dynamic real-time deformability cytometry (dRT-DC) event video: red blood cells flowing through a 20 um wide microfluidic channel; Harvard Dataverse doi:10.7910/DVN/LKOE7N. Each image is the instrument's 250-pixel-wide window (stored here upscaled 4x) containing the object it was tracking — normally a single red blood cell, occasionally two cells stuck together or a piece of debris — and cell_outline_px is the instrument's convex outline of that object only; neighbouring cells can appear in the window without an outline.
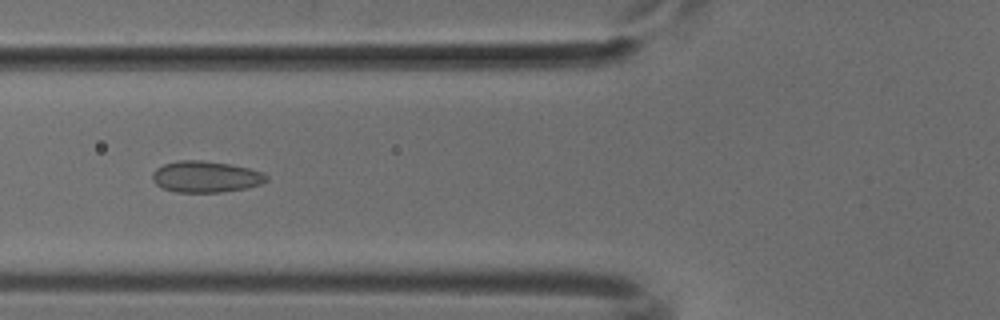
{"species": "common noctule bat (a hibernating species)", "species_latin": "Nyctalus noctula", "temperature_condition": "cold", "stored_images_in_passage": 51, "camera_frame_rate_fps": 3000, "um_per_image_px": 0.085, "animal": {"sex": "male", "body_mass_g": 18.8}, "frame": {"image": 1, "passage_image": 19, "time_ms": 6.0, "image_size_px": [1000, 320], "cell_outline_px": [[268, 180], [260, 184], [244, 188], [220, 192], [176, 192], [164, 188], [156, 184], [152, 180], [152, 172], [156, 168], [164, 164], [180, 160], [200, 160], [232, 164], [248, 168], [260, 172], [268, 176]], "centroid_in_image_um": [17.46, 15.01], "position_along_channel_um": 108.3, "area_um2": 20.69}}
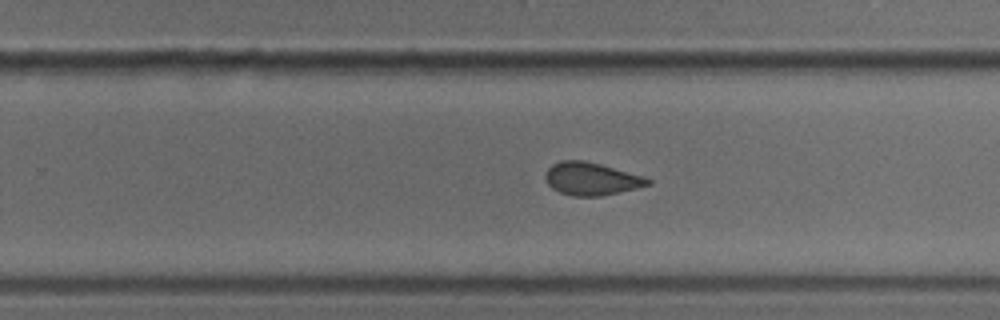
{"frame": {"image": 2, "passage_image": 32, "time_ms": 10.333, "image_size_px": [1000, 320], "cell_outline_px": [[652, 184], [636, 188], [600, 196], [572, 196], [560, 192], [552, 188], [548, 184], [544, 176], [548, 168], [552, 164], [560, 160], [584, 160], [600, 164], [644, 176], [652, 180]], "centroid_in_image_um": [50.25, 15.19], "position_along_channel_um": 279.5, "area_um2": 19.54}}
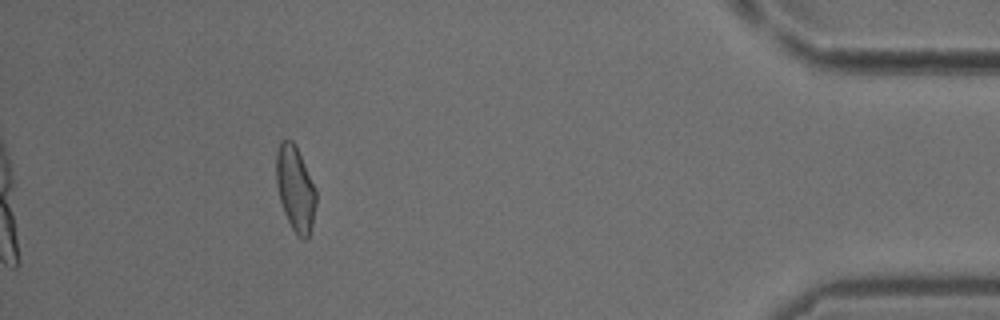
{"frame": {"image": 3, "passage_image": 46, "time_ms": 15.0, "image_size_px": [1000, 320], "cell_outline_px": [[316, 204], [312, 224], [308, 236], [304, 240], [292, 228], [284, 212], [280, 200], [276, 184], [276, 152], [280, 140], [292, 140], [296, 144], [316, 188]], "centroid_in_image_um": [25.1, 15.97], "position_along_channel_um": 410.1, "area_um2": 19.77}}